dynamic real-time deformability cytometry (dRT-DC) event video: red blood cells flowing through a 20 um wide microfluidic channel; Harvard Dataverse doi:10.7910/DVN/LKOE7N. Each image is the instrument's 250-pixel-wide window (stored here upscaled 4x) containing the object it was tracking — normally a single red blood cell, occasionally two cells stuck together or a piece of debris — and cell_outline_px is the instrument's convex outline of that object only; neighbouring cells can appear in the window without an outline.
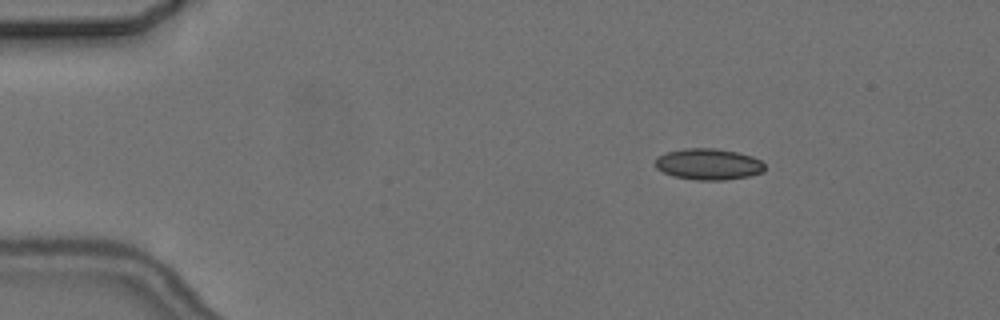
{"species": "common noctule bat (a hibernating species)", "species_latin": "Nyctalus noctula", "temperature_condition": "cold", "stored_images_in_passage": 7, "camera_frame_rate_fps": 3000, "um_per_image_px": 0.085, "animal": {"sex": "female", "body_mass_g": 24.6, "forearm_length_mm": 56.2}, "frame": {"image": 1, "passage_image": 3, "time_ms": 2.333, "image_size_px": [1000, 320], "cell_outline_px": [[764, 172], [748, 176], [724, 180], [696, 180], [672, 176], [656, 168], [656, 156], [668, 152], [684, 148], [716, 148], [736, 152], [752, 156], [760, 160], [764, 164]], "centroid_in_image_um": [60.21, 13.95], "position_along_channel_um": 24.8, "area_um2": 19.94}}
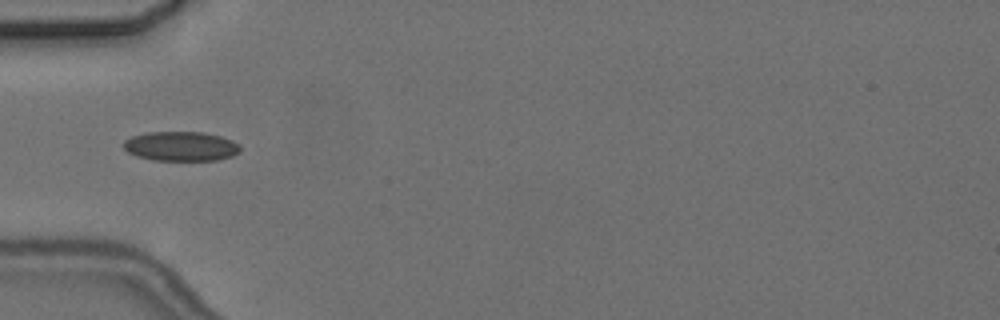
{"frame": {"image": 2, "passage_image": 6, "time_ms": 5.667, "image_size_px": [1000, 320], "cell_outline_px": [[240, 152], [232, 156], [216, 160], [152, 160], [136, 156], [128, 152], [124, 148], [124, 140], [132, 136], [148, 132], [204, 132], [220, 136], [232, 140], [240, 144]], "centroid_in_image_um": [15.39, 12.43], "position_along_channel_um": 69.6, "area_um2": 20.11}}
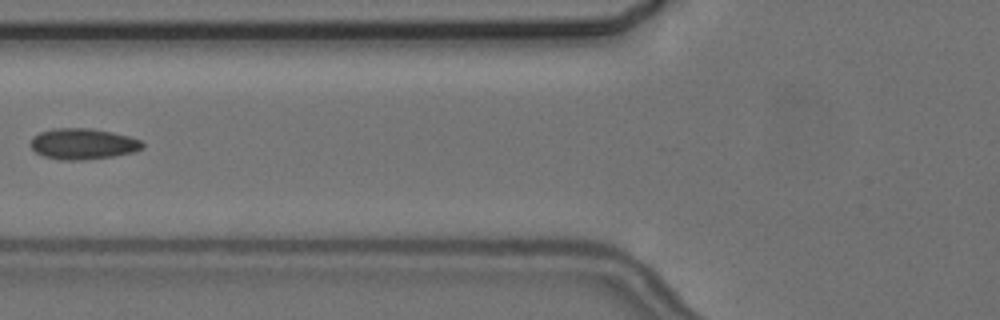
{"frame": {"image": 3, "passage_image": 7, "time_ms": 7.0, "image_size_px": [1000, 320], "cell_outline_px": [[144, 148], [136, 152], [112, 156], [84, 160], [60, 160], [44, 156], [36, 152], [32, 148], [32, 136], [40, 132], [56, 128], [92, 128], [112, 132], [128, 136], [140, 140], [144, 144]], "centroid_in_image_um": [7.08, 12.23], "position_along_channel_um": 118.7, "area_um2": 20.17}}